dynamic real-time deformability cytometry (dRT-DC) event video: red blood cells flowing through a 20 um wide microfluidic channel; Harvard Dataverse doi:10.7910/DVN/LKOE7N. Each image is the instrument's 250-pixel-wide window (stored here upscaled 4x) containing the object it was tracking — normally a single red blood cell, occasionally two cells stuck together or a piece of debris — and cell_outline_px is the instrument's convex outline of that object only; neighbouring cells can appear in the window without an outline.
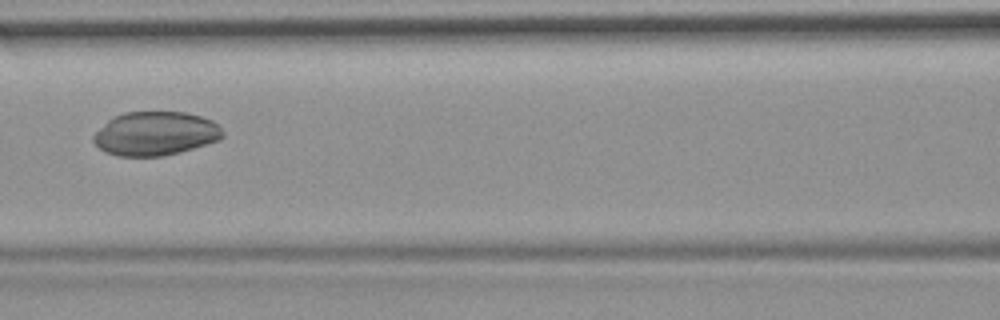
{"species": "common noctule bat (a hibernating species)", "species_latin": "Nyctalus noctula", "temperature_condition": "room temperature", "stored_images_in_passage": 7, "camera_frame_rate_fps": 3000, "um_per_image_px": 0.085, "animal": {"sex": "female", "body_mass_g": 19.9}, "frame": {"image": 1, "passage_image": 7, "time_ms": 6.667, "image_size_px": [1000, 320], "cell_outline_px": [[224, 136], [220, 140], [180, 152], [164, 156], [116, 156], [100, 148], [92, 140], [92, 136], [108, 120], [124, 112], [184, 112], [200, 116], [212, 120], [224, 132]], "centroid_in_image_um": [13.22, 11.36], "position_along_channel_um": 153.4, "area_um2": 32.89}}